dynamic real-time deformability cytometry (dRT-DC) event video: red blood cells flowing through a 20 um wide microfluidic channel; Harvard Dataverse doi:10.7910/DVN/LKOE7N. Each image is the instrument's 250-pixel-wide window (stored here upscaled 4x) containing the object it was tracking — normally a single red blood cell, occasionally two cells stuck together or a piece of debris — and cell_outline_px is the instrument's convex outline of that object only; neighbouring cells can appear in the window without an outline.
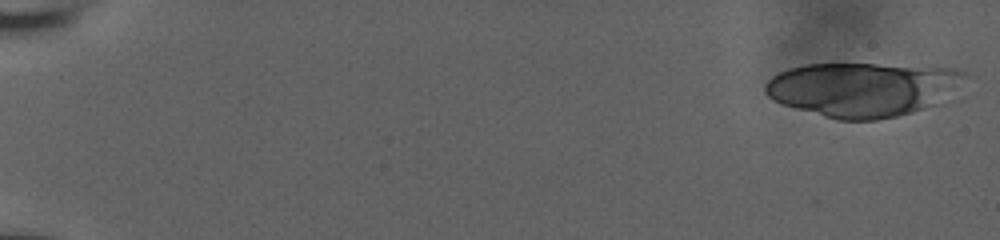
{"species": "human", "species_latin": "Homo sapiens", "temperature_condition": "room temperature", "stored_images_in_passage": 22, "camera_frame_rate_fps": 3000, "um_per_image_px": 0.085, "donor": {"sex": "male"}, "frame": {"image": 1, "passage_image": 1, "time_ms": 0.0, "image_size_px": [1000, 240], "cell_outline_px": [[968, 76], [940, 104], [912, 112], [896, 116], [876, 120], [836, 120], [796, 108], [784, 104], [768, 96], [764, 92], [764, 84], [772, 76], [788, 68], [804, 64], [876, 64], [956, 68], [968, 72]], "centroid_in_image_um": [73.35, 7.58], "position_along_channel_um": 11.6, "area_um2": 63.29}}